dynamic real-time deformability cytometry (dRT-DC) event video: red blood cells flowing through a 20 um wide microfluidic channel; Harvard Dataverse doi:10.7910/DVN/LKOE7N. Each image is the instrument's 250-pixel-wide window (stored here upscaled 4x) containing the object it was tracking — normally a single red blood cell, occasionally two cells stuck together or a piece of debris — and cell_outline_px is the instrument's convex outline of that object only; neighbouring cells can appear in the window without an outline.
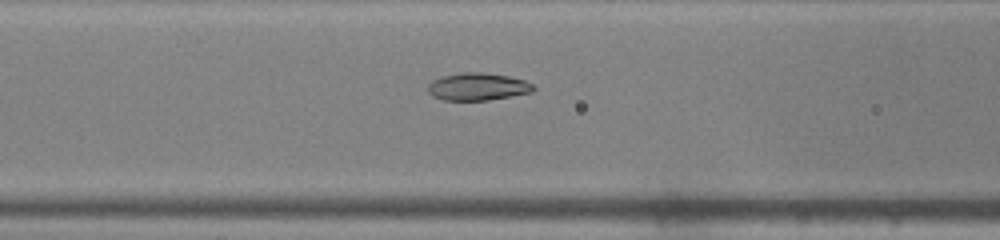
{"species": "common noctule bat (a hibernating species)", "species_latin": "Nyctalus noctula", "temperature_condition": "warm", "stored_images_in_passage": 36, "camera_frame_rate_fps": 3000, "um_per_image_px": 0.085, "animal": {"sex": "male", "body_mass_g": 19.0, "forearm_length_mm": 50.8}, "frame": {"image": 1, "passage_image": 9, "time_ms": 2.667, "image_size_px": [1000, 240], "cell_outline_px": [[536, 88], [532, 92], [488, 100], [444, 100], [432, 96], [428, 92], [428, 84], [432, 80], [440, 76], [460, 72], [484, 72], [508, 76], [524, 80], [532, 84]], "centroid_in_image_um": [40.57, 7.35], "position_along_channel_um": 126.0, "area_um2": 16.99}}
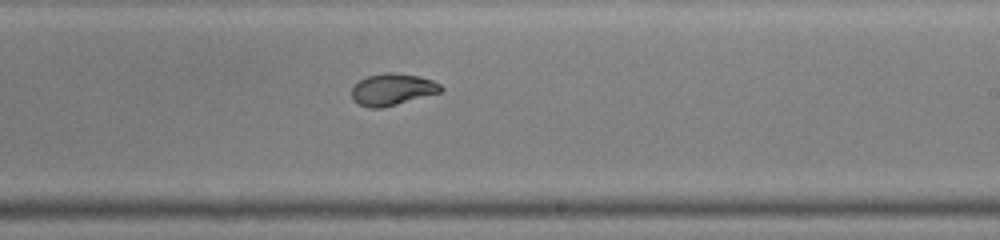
{"frame": {"image": 2, "passage_image": 18, "time_ms": 5.667, "image_size_px": [1000, 240], "cell_outline_px": [[444, 88], [440, 92], [396, 104], [380, 108], [368, 108], [352, 100], [352, 88], [360, 80], [368, 76], [384, 72], [392, 72], [420, 76], [432, 80], [440, 84]], "centroid_in_image_um": [33.35, 7.59], "position_along_channel_um": 255.7, "area_um2": 16.36}}
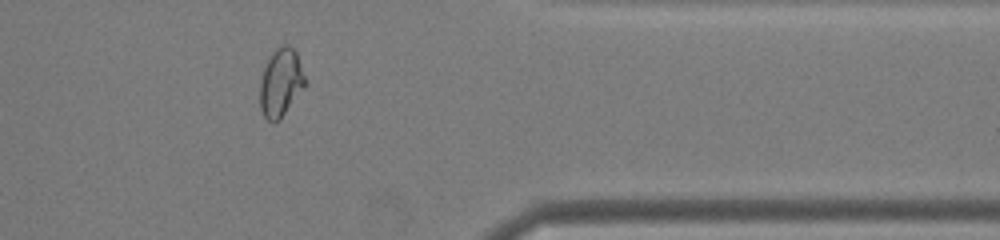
{"frame": {"image": 3, "passage_image": 28, "time_ms": 9.0, "image_size_px": [1000, 240], "cell_outline_px": [[308, 84], [280, 120], [268, 120], [264, 116], [260, 108], [260, 80], [264, 68], [272, 52], [276, 48], [284, 44], [288, 44], [296, 52], [308, 80]], "centroid_in_image_um": [23.91, 7.01], "position_along_channel_um": 387.5, "area_um2": 18.21}, "authors_computed_cell_mechanics": {"area_um2": 17.629, "velocity_mm_per_s": 4.3333, "shape_relaxation_time_tau1_ms": 6.2382, "shape_relaxation_time_tau2_ms": null, "deformation_change_tau1": 0.2062, "deformation_change_tau2": null}}